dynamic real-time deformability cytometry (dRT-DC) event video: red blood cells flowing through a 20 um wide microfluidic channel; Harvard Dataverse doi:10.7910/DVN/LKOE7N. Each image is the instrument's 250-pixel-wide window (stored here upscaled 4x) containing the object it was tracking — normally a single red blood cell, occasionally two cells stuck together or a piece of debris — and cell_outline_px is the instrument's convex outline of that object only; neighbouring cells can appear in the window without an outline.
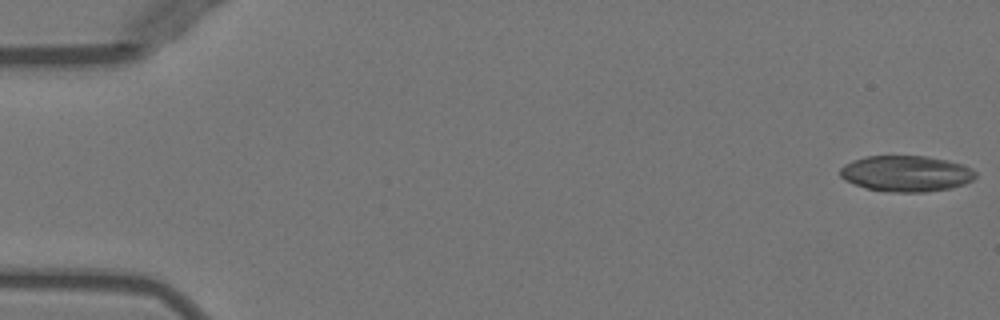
{"species": "Egyptian fruit bat (a non-hibernating species)", "species_latin": "Rousettus aegyptiacus", "temperature_condition": "warm", "stored_images_in_passage": 9, "camera_frame_rate_fps": 3000, "um_per_image_px": 0.085, "animal": {"sex": "female"}, "frame": {"image": 1, "passage_image": 1, "time_ms": 0.0, "image_size_px": [1000, 320], "cell_outline_px": [[976, 176], [972, 180], [964, 184], [948, 188], [924, 192], [892, 192], [868, 188], [844, 180], [840, 176], [840, 168], [844, 164], [852, 160], [864, 156], [924, 156], [948, 160], [960, 164], [976, 172]], "centroid_in_image_um": [76.98, 14.74], "position_along_channel_um": 8.0, "area_um2": 28.15}}